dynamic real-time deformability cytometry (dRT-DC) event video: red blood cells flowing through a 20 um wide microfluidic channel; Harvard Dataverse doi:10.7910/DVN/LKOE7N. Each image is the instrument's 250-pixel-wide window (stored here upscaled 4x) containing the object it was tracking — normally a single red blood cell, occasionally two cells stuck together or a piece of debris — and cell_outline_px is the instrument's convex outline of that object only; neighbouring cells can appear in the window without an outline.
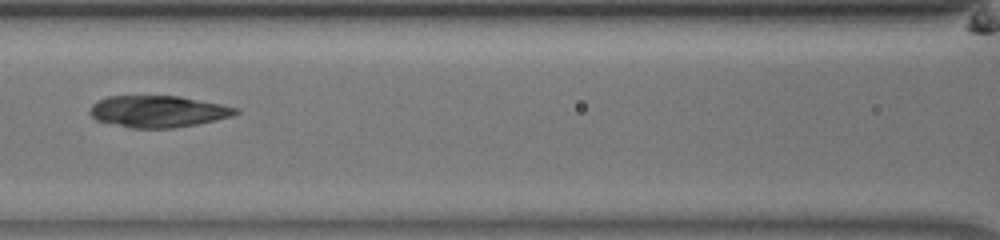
{"species": "common noctule bat (a hibernating species)", "species_latin": "Nyctalus noctula", "temperature_condition": "room temperature", "stored_images_in_passage": 42, "camera_frame_rate_fps": 3000, "um_per_image_px": 0.085, "animal": {"sex": "male", "body_mass_g": 13.0, "forearm_length_mm": 53.1}, "frame": {"image": 1, "passage_image": 26, "time_ms": 8.333, "image_size_px": [1000, 240], "cell_outline_px": [[240, 112], [232, 116], [216, 120], [196, 124], [172, 128], [132, 128], [96, 120], [88, 112], [92, 104], [108, 96], [180, 96], [240, 108]], "centroid_in_image_um": [13.45, 9.47], "position_along_channel_um": 153.2, "area_um2": 26.82}}